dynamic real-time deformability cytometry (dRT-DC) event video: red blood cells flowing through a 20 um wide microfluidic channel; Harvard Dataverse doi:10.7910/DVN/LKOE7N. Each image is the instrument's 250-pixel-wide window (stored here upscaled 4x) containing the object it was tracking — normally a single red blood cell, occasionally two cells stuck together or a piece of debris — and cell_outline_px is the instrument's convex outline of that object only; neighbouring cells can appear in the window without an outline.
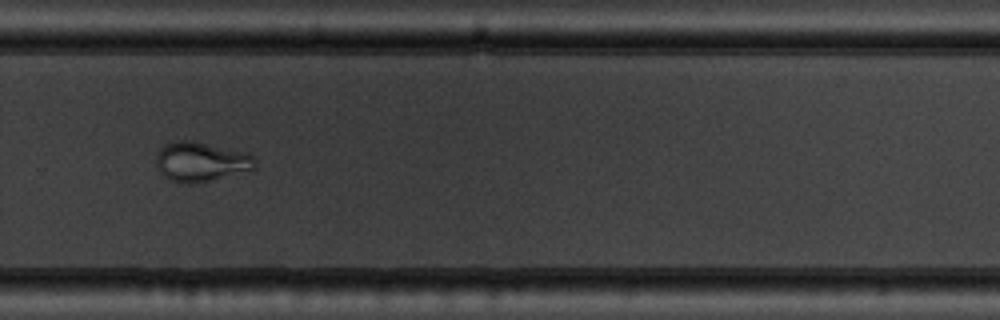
{"species": "common noctule bat (a hibernating species)", "species_latin": "Nyctalus noctula", "temperature_condition": "warm", "stored_images_in_passage": 38, "camera_frame_rate_fps": 3000, "um_per_image_px": 0.085, "animal": {"sex": "male", "body_mass_g": 19.5, "forearm_length_mm": 54.6}, "frame": {"image": 1, "passage_image": 22, "time_ms": 7.0, "image_size_px": [1000, 320], "cell_outline_px": [[256, 168], [192, 184], [184, 184], [172, 180], [164, 176], [160, 172], [156, 164], [156, 152], [160, 148], [168, 144], [180, 140], [192, 140], [248, 152], [256, 160]], "centroid_in_image_um": [17.07, 13.73], "position_along_channel_um": 312.7, "area_um2": 22.66}, "authors_computed_cell_mechanics": {"area_um2": 23.987, "velocity_mm_per_s": 3.7793, "shape_relaxation_time_tau1_ms": 10.295, "shape_relaxation_time_tau2_ms": 1.6309, "deformation_change_tau1": 0.2158, "deformation_change_tau2": 0.0552}}